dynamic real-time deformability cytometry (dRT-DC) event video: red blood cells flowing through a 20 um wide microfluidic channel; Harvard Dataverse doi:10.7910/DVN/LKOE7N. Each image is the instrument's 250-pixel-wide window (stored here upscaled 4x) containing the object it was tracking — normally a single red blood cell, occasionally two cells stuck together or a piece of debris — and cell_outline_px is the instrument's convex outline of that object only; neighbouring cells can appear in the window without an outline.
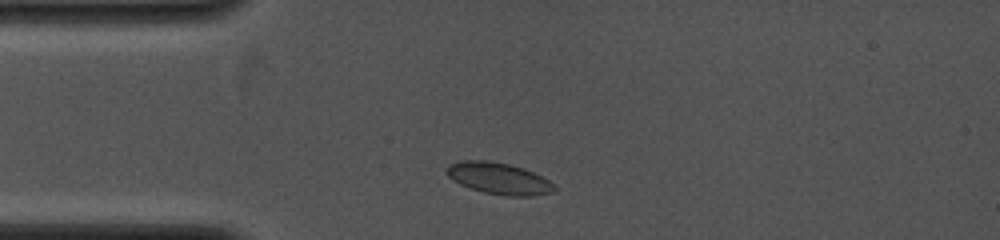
{"species": "common noctule bat (a hibernating species)", "species_latin": "Nyctalus noctula", "temperature_condition": "cold", "stored_images_in_passage": 3, "camera_frame_rate_fps": 4000, "um_per_image_px": 0.085, "animal": {"sex": "female", "body_mass_g": 19.0, "forearm_length_mm": 53.3}, "frame": {"image": 1, "passage_image": 2, "time_ms": 0.75, "image_size_px": [1000, 240], "cell_outline_px": [[556, 188], [552, 192], [532, 196], [508, 196], [484, 192], [460, 184], [452, 180], [444, 172], [444, 168], [448, 164], [464, 160], [488, 160], [508, 164], [524, 168], [548, 180]], "centroid_in_image_um": [42.34, 15.15], "position_along_channel_um": 42.7, "area_um2": 19.77}}